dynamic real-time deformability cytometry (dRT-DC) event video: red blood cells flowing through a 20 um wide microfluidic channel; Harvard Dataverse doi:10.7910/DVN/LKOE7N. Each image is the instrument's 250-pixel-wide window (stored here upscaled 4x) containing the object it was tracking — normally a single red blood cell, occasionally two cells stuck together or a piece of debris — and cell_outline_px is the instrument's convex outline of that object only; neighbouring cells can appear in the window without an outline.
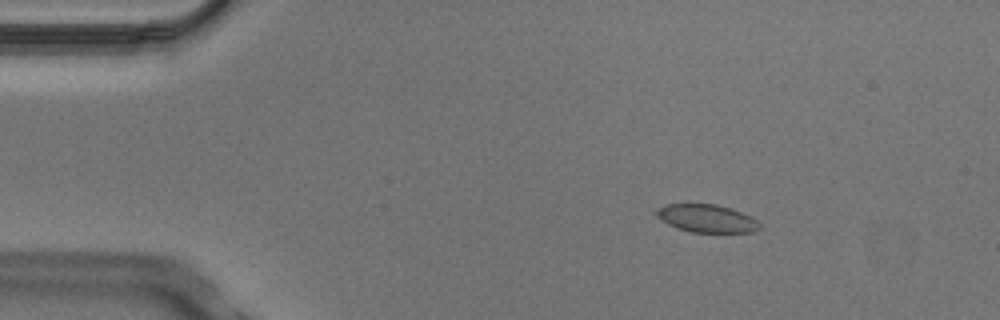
{"species": "Egyptian fruit bat (a non-hibernating species)", "species_latin": "Rousettus aegyptiacus", "temperature_condition": "cold", "stored_images_in_passage": 4, "camera_frame_rate_fps": 3000, "um_per_image_px": 0.085, "animal": {"sex": "male"}, "frame": {"image": 1, "passage_image": 2, "time_ms": 0.333, "image_size_px": [1000, 320], "cell_outline_px": [[760, 228], [752, 232], [692, 232], [676, 228], [668, 224], [656, 216], [652, 212], [664, 204], [716, 204], [732, 208], [752, 216], [760, 224]], "centroid_in_image_um": [60.05, 18.55], "position_along_channel_um": 25.0, "area_um2": 16.94}}